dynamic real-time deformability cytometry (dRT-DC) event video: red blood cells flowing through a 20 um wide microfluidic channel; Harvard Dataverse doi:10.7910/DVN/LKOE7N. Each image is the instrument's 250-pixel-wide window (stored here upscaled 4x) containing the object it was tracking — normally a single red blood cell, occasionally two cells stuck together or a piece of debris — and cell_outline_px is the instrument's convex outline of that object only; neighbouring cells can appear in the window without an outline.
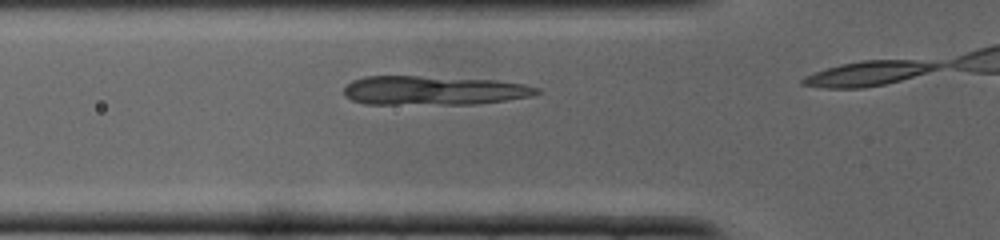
{"species": "common noctule bat (a hibernating species)", "species_latin": "Nyctalus noctula", "temperature_condition": "cold", "stored_images_in_passage": 5, "camera_frame_rate_fps": 3000, "um_per_image_px": 0.085, "animal": {"sex": "male", "body_mass_g": 19.0, "forearm_length_mm": 50.8}, "frame": {"image": 1, "passage_image": 4, "time_ms": 1.0, "image_size_px": [1000, 240], "cell_outline_px": [[536, 92], [524, 96], [500, 100], [380, 104], [376, 104], [356, 100], [348, 96], [344, 92], [344, 88], [348, 84], [356, 80], [372, 76], [408, 76], [516, 84], [532, 88]], "centroid_in_image_um": [36.53, 7.67], "position_along_channel_um": 89.3, "area_um2": 28.73}}